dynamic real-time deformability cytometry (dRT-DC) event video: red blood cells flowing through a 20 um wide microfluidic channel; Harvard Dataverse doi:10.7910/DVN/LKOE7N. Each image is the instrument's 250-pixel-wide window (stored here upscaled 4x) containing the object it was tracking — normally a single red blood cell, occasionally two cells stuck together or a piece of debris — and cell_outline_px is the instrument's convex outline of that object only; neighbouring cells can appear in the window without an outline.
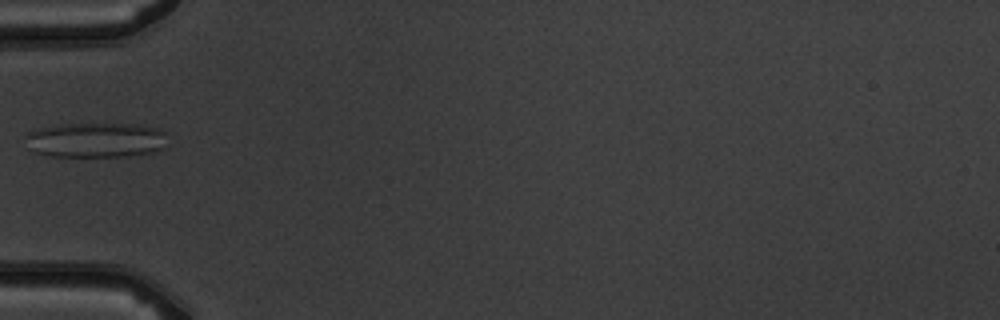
{"species": "common noctule bat (a hibernating species)", "species_latin": "Nyctalus noctula", "temperature_condition": "warm", "stored_images_in_passage": 4, "camera_frame_rate_fps": 3000, "um_per_image_px": 0.085, "animal": {"sex": "male", "body_mass_g": 19.5, "forearm_length_mm": 54.6}, "frame": {"image": 1, "passage_image": 4, "time_ms": 4.333, "image_size_px": [1000, 320], "cell_outline_px": [[164, 148], [152, 152], [124, 156], [48, 156], [32, 152], [28, 148], [24, 136], [28, 132], [60, 124], [132, 124], [160, 128], [164, 132]], "centroid_in_image_um": [8.09, 11.91], "position_along_channel_um": 76.9, "area_um2": 28.84}}